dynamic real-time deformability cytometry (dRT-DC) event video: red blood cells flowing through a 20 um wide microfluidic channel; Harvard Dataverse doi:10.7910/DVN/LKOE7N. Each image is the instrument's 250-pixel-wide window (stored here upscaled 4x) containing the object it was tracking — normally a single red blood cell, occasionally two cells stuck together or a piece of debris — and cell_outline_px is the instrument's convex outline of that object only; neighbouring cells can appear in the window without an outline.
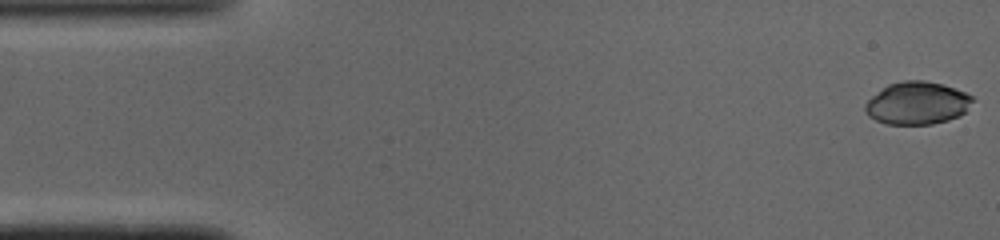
{"species": "common noctule bat (a hibernating species)", "species_latin": "Nyctalus noctula", "temperature_condition": "cold", "stored_images_in_passage": 48, "camera_frame_rate_fps": 3000, "um_per_image_px": 0.085, "animal": {"sex": "male", "body_mass_g": 19.0, "forearm_length_mm": 50.8}, "frame": {"image": 1, "passage_image": 1, "time_ms": 0.0, "image_size_px": [1000, 240], "cell_outline_px": [[976, 100], [960, 116], [948, 120], [932, 124], [888, 124], [876, 120], [868, 116], [864, 108], [864, 104], [872, 96], [888, 84], [904, 80], [924, 80], [944, 84], [964, 92], [972, 96]], "centroid_in_image_um": [77.98, 8.76], "position_along_channel_um": 7.0, "area_um2": 26.82}}
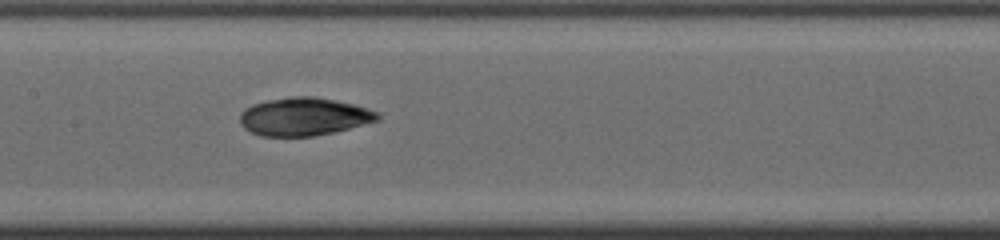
{"frame": {"image": 2, "passage_image": 23, "time_ms": 7.333, "image_size_px": [1000, 240], "cell_outline_px": [[380, 116], [376, 120], [348, 128], [332, 132], [312, 136], [260, 136], [244, 128], [240, 124], [240, 112], [244, 108], [252, 104], [268, 100], [292, 96], [312, 96], [352, 104], [376, 112]], "centroid_in_image_um": [25.74, 9.91], "position_along_channel_um": 181.7, "area_um2": 30.0}}
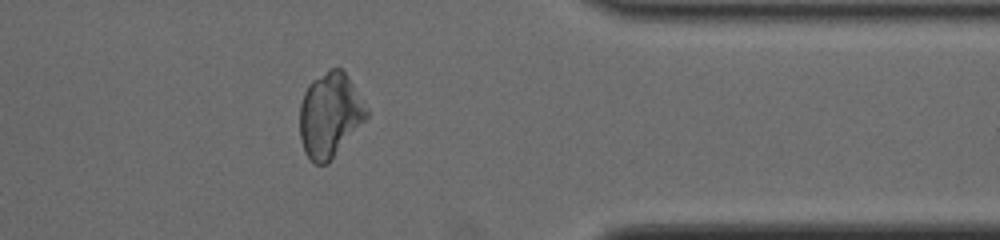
{"frame": {"image": 3, "passage_image": 39, "time_ms": 12.667, "image_size_px": [1000, 240], "cell_outline_px": [[368, 116], [328, 164], [312, 164], [304, 152], [300, 136], [300, 104], [304, 92], [308, 84], [312, 80], [332, 68], [340, 68], [344, 72], [368, 108]], "centroid_in_image_um": [28.01, 9.81], "position_along_channel_um": 383.4, "area_um2": 32.71}}